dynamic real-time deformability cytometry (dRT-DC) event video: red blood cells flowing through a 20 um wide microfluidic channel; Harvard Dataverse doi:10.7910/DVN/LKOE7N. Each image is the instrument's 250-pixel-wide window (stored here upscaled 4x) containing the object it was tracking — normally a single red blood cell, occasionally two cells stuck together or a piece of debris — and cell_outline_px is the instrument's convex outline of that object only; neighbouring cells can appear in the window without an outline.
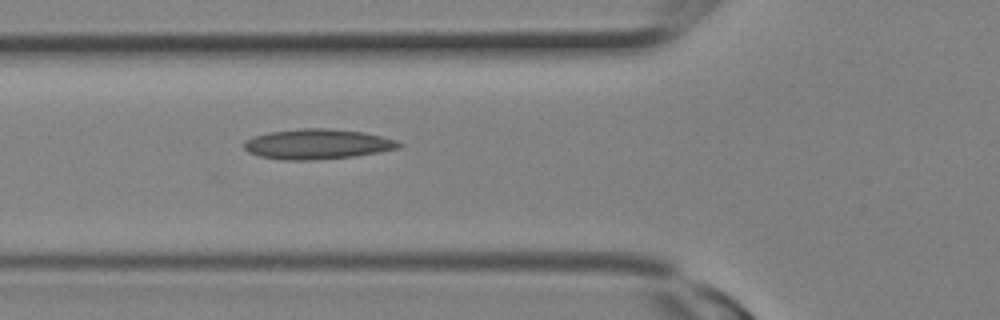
{"species": "Egyptian fruit bat (a non-hibernating species)", "species_latin": "Rousettus aegyptiacus", "temperature_condition": "room temperature", "stored_images_in_passage": 3, "camera_frame_rate_fps": 3000, "um_per_image_px": 0.085, "animal": {"sex": "female"}, "frame": {"image": 1, "passage_image": 3, "time_ms": 0.667, "image_size_px": [1000, 320], "cell_outline_px": [[404, 144], [400, 148], [380, 152], [352, 156], [308, 160], [280, 160], [260, 156], [248, 152], [244, 148], [244, 140], [252, 136], [268, 132], [300, 128], [324, 128], [364, 132], [396, 140]], "centroid_in_image_um": [26.95, 12.24], "position_along_channel_um": 98.8, "area_um2": 27.22}}